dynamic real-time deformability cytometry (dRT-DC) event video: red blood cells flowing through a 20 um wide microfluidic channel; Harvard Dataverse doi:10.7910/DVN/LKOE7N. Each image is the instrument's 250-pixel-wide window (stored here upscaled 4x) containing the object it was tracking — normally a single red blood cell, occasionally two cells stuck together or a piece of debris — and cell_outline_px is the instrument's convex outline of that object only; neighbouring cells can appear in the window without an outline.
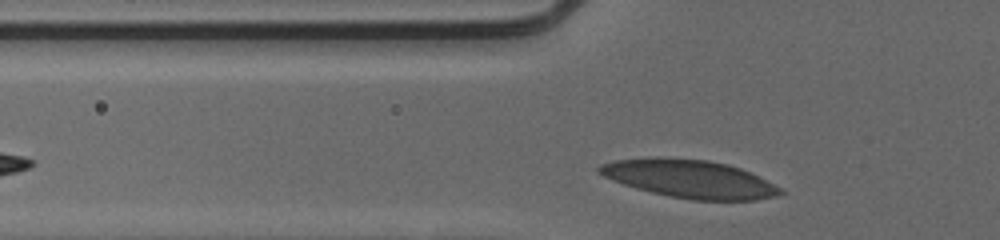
{"species": "human", "species_latin": "Homo sapiens", "temperature_condition": "cold", "stored_images_in_passage": 29, "camera_frame_rate_fps": 3000, "um_per_image_px": 0.085, "donor": {"sex": "male"}, "frame": {"image": 1, "passage_image": 4, "time_ms": 1.0, "image_size_px": [1000, 240], "cell_outline_px": [[784, 192], [780, 196], [756, 200], [692, 200], [668, 196], [636, 188], [624, 184], [604, 176], [596, 172], [596, 168], [600, 164], [616, 160], [656, 156], [660, 156], [708, 160], [728, 164], [740, 168], [780, 188]], "centroid_in_image_um": [58.58, 15.19], "position_along_channel_um": 67.2, "area_um2": 40.11}}
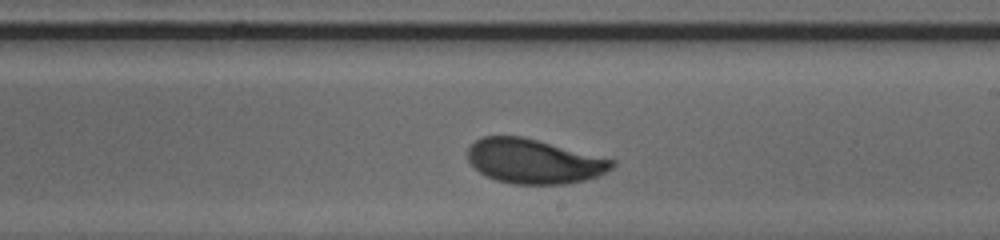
{"frame": {"image": 2, "passage_image": 18, "time_ms": 5.667, "image_size_px": [1000, 240], "cell_outline_px": [[616, 164], [612, 168], [600, 176], [584, 180], [564, 184], [512, 184], [496, 180], [480, 172], [468, 160], [468, 148], [476, 140], [484, 136], [524, 136], [616, 160]], "centroid_in_image_um": [45.42, 13.7], "position_along_channel_um": 243.6, "area_um2": 37.51}}
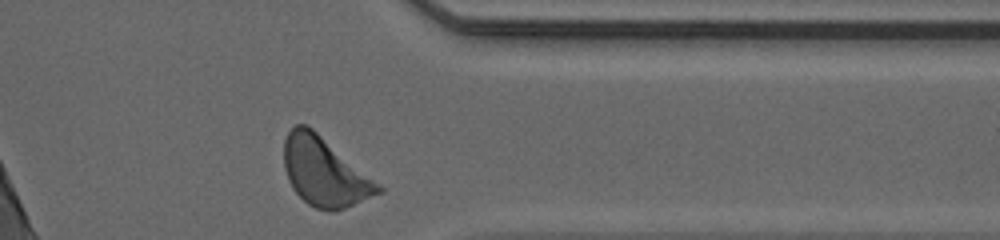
{"frame": {"image": 3, "passage_image": 29, "time_ms": 9.333, "image_size_px": [1000, 240], "cell_outline_px": [[384, 192], [344, 208], [332, 212], [328, 212], [316, 208], [308, 204], [292, 188], [288, 180], [284, 168], [284, 140], [288, 132], [296, 124], [304, 124], [312, 128], [384, 188]], "centroid_in_image_um": [27.57, 14.63], "position_along_channel_um": 383.8, "area_um2": 37.28}, "authors_computed_cell_mechanics": {"area_um2": 37.6278, "velocity_mm_per_s": 3.894, "shape_relaxation_time_tau1_ms": 2.6797, "shape_relaxation_time_tau2_ms": 1.1509, "deformation_change_tau1": 0.135, "deformation_change_tau2": 0.0583}}